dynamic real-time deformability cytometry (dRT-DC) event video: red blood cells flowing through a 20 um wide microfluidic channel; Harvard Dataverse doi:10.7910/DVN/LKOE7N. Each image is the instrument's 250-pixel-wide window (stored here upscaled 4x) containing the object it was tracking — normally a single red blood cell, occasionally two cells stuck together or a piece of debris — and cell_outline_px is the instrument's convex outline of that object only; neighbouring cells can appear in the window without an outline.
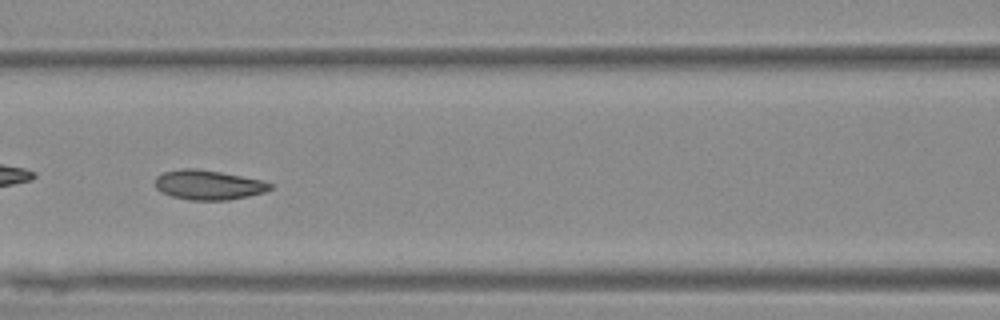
{"species": "Egyptian fruit bat (a non-hibernating species)", "species_latin": "Rousettus aegyptiacus", "temperature_condition": "warm", "stored_images_in_passage": 56, "camera_frame_rate_fps": 3000, "um_per_image_px": 0.085, "animal": {"sex": "female"}, "frame": {"image": 1, "passage_image": 25, "time_ms": 8.0, "image_size_px": [1000, 320], "cell_outline_px": [[272, 188], [264, 192], [248, 196], [228, 200], [192, 200], [172, 196], [160, 192], [156, 188], [156, 176], [164, 172], [184, 168], [196, 168], [220, 172], [264, 180], [272, 184]], "centroid_in_image_um": [17.72, 15.71], "position_along_channel_um": 148.9, "area_um2": 19.83}}
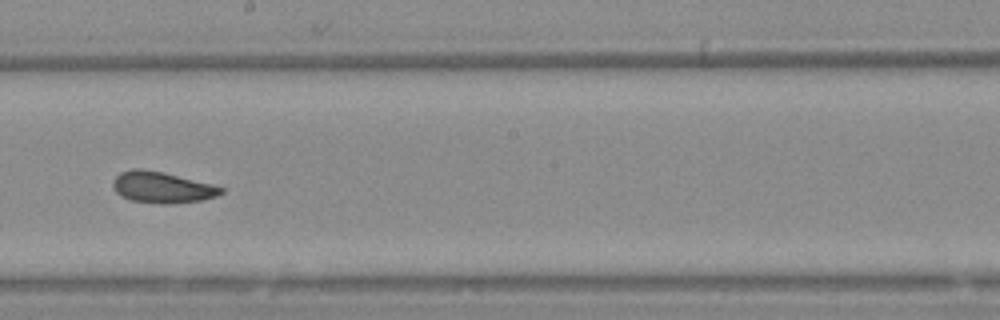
{"frame": {"image": 2, "passage_image": 32, "time_ms": 10.333, "image_size_px": [1000, 320], "cell_outline_px": [[224, 192], [216, 196], [200, 200], [168, 204], [164, 204], [132, 200], [120, 196], [116, 192], [112, 184], [112, 180], [120, 172], [132, 168], [140, 168], [164, 172], [212, 184], [224, 188]], "centroid_in_image_um": [13.75, 15.91], "position_along_channel_um": 234.5, "area_um2": 19.65}, "authors_computed_cell_mechanics": {"area_um2": 19.8254, "velocity_mm_per_s": 3.6928, "shape_relaxation_time_tau1_ms": 5.2924, "shape_relaxation_time_tau2_ms": 2.7956, "deformation_change_tau1": 0.1165, "deformation_change_tau2": 0.0967}}